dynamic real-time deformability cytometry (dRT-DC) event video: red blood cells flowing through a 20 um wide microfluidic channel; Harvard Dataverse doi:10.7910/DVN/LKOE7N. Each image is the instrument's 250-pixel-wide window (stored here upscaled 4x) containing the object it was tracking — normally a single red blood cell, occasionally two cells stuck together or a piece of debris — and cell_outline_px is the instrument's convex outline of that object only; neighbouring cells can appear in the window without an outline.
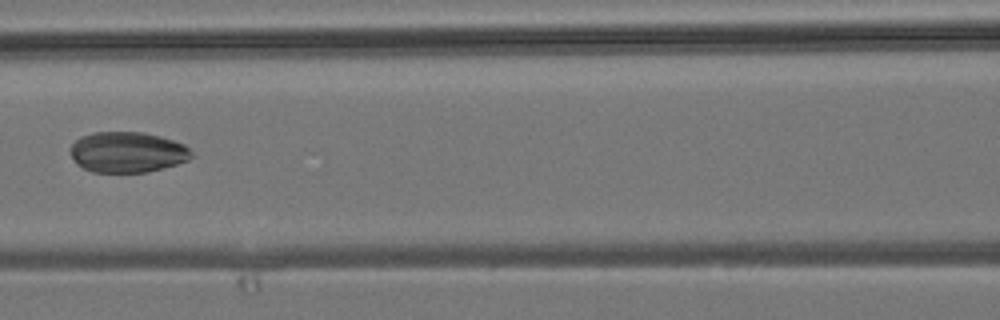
{"species": "common noctule bat (a hibernating species)", "species_latin": "Nyctalus noctula", "temperature_condition": "room temperature", "stored_images_in_passage": 7, "camera_frame_rate_fps": 3000, "um_per_image_px": 0.085, "animal": {"sex": "male", "body_mass_g": 19.2, "forearm_length_mm": 51.8}, "frame": {"image": 1, "passage_image": 5, "time_ms": 6.0, "image_size_px": [1000, 320], "cell_outline_px": [[196, 156], [188, 160], [176, 164], [144, 172], [92, 172], [76, 164], [68, 148], [80, 136], [92, 132], [144, 132], [160, 136], [184, 144]], "centroid_in_image_um": [10.81, 12.92], "position_along_channel_um": 155.8, "area_um2": 28.78}}
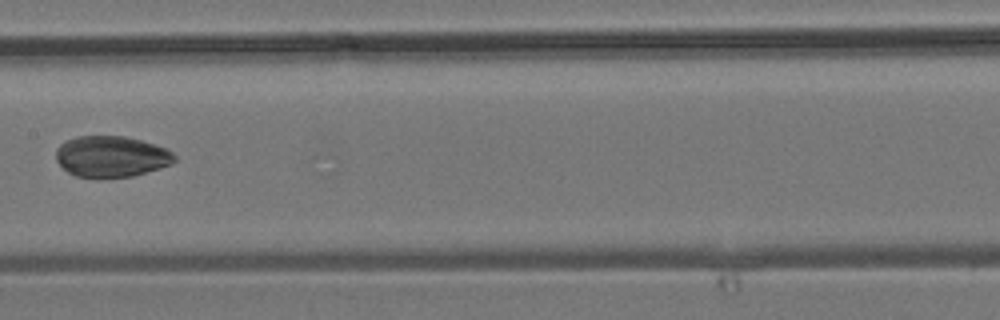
{"frame": {"image": 2, "passage_image": 6, "time_ms": 7.0, "image_size_px": [1000, 320], "cell_outline_px": [[176, 160], [172, 164], [160, 168], [132, 176], [76, 176], [68, 172], [56, 160], [56, 148], [60, 144], [76, 136], [124, 136], [140, 140], [168, 148], [176, 156]], "centroid_in_image_um": [9.49, 13.28], "position_along_channel_um": 197.9, "area_um2": 28.09}}
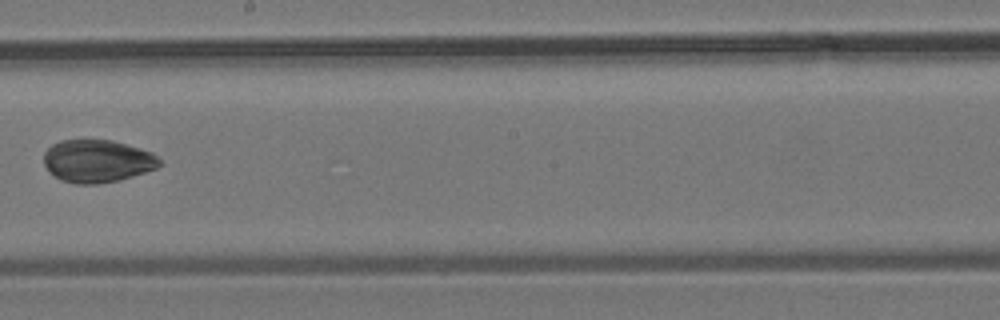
{"frame": {"image": 3, "passage_image": 7, "time_ms": 8.0, "image_size_px": [1000, 320], "cell_outline_px": [[160, 164], [156, 168], [120, 180], [96, 184], [76, 184], [60, 180], [44, 164], [44, 152], [52, 144], [60, 140], [84, 136], [112, 140], [152, 152], [160, 160]], "centroid_in_image_um": [8.23, 13.64], "position_along_channel_um": 240.0, "area_um2": 29.3}}